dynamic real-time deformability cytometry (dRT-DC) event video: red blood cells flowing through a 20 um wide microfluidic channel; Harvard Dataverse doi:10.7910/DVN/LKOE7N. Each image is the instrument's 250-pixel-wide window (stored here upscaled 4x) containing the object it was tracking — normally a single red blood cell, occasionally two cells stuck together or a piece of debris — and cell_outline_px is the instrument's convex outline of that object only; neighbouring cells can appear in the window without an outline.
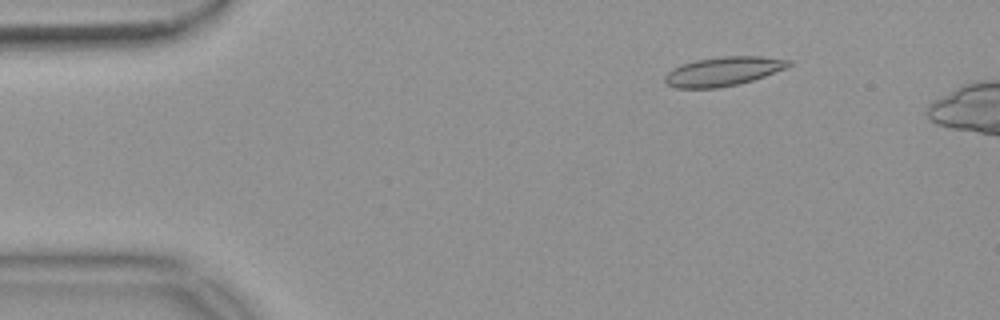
{"species": "common noctule bat (a hibernating species)", "species_latin": "Nyctalus noctula", "temperature_condition": "warm", "stored_images_in_passage": 14, "camera_frame_rate_fps": 3000, "um_per_image_px": 0.085, "animal": {"sex": "female", "body_mass_g": 18.4}, "frame": {"image": 1, "passage_image": 8, "time_ms": 2.333, "image_size_px": [1000, 320], "cell_outline_px": [[792, 64], [784, 68], [764, 76], [740, 84], [720, 88], [676, 88], [668, 84], [664, 80], [664, 76], [672, 68], [680, 64], [696, 60], [720, 56], [760, 56], [792, 60]], "centroid_in_image_um": [61.45, 6.06], "position_along_channel_um": 23.6, "area_um2": 21.04}}